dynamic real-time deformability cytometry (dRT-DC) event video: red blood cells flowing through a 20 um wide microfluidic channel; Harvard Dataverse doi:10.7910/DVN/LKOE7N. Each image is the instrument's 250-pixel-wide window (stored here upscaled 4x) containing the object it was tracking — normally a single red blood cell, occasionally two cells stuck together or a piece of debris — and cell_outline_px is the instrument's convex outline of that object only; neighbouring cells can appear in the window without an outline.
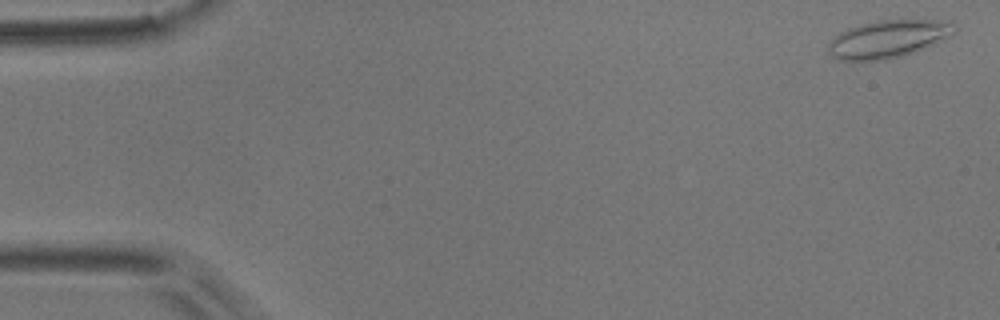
{"species": "common noctule bat (a hibernating species)", "species_latin": "Nyctalus noctula", "temperature_condition": "room temperature", "stored_images_in_passage": 4, "camera_frame_rate_fps": 3000, "um_per_image_px": 0.085, "animal": {"sex": "male", "body_mass_g": 17.9}, "frame": {"image": 1, "passage_image": 1, "time_ms": 0.0, "image_size_px": [1000, 320], "cell_outline_px": [[956, 32], [916, 52], [888, 60], [840, 60], [832, 56], [828, 52], [828, 44], [840, 32], [848, 28], [860, 24], [876, 20], [936, 20], [956, 24]], "centroid_in_image_um": [75.47, 3.31], "position_along_channel_um": 9.5, "area_um2": 27.51}}